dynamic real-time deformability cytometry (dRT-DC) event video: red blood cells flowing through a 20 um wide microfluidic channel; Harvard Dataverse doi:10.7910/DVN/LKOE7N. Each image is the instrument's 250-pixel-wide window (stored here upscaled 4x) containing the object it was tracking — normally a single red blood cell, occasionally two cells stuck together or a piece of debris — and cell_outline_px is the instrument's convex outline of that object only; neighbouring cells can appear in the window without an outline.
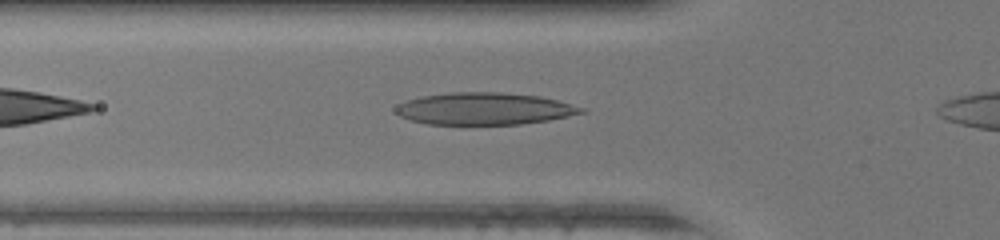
{"species": "human", "species_latin": "Homo sapiens", "temperature_condition": "warm", "stored_images_in_passage": 31, "camera_frame_rate_fps": 3000, "um_per_image_px": 0.085, "donor": {"sex": "female"}, "frame": {"image": 1, "passage_image": 6, "time_ms": 1.667, "image_size_px": [1000, 240], "cell_outline_px": [[588, 112], [548, 120], [520, 124], [428, 124], [412, 120], [400, 116], [396, 112], [396, 108], [400, 104], [408, 100], [424, 96], [452, 92], [500, 92], [540, 96], [572, 104], [584, 108]], "centroid_in_image_um": [41.22, 9.24], "position_along_channel_um": 84.6, "area_um2": 34.39}}
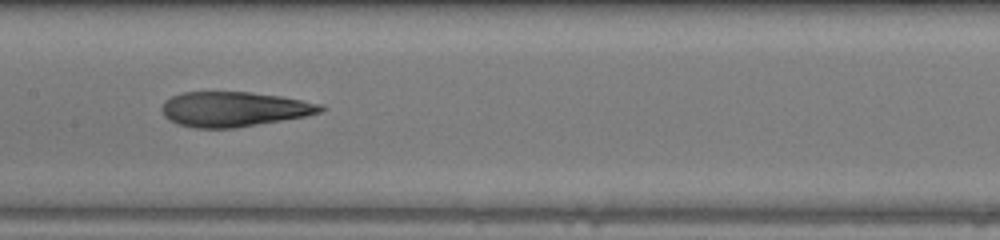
{"frame": {"image": 2, "passage_image": 13, "time_ms": 4.0, "image_size_px": [1000, 240], "cell_outline_px": [[328, 108], [320, 112], [304, 116], [236, 128], [192, 128], [176, 124], [168, 120], [164, 116], [160, 108], [164, 100], [172, 96], [184, 92], [252, 92], [280, 96], [324, 104]], "centroid_in_image_um": [19.86, 9.28], "position_along_channel_um": 187.5, "area_um2": 32.54}}
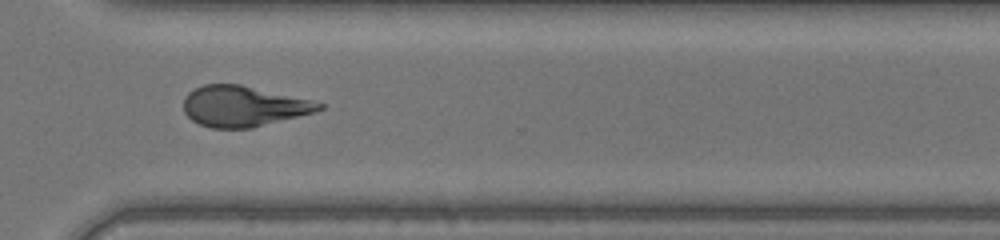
{"frame": {"image": 3, "passage_image": 24, "time_ms": 7.667, "image_size_px": [1000, 240], "cell_outline_px": [[324, 108], [316, 112], [252, 128], [212, 128], [200, 124], [192, 120], [184, 112], [184, 96], [188, 92], [204, 84], [240, 84], [312, 100], [324, 104]], "centroid_in_image_um": [20.69, 9.03], "position_along_channel_um": 349.9, "area_um2": 32.08}, "authors_computed_cell_mechanics": {"area_um2": 33.3506, "velocity_mm_per_s": 4.4098, "shape_relaxation_time_tau1_ms": null, "shape_relaxation_time_tau2_ms": 2.0137, "deformation_change_tau1": null, "deformation_change_tau2": 0.1152}}